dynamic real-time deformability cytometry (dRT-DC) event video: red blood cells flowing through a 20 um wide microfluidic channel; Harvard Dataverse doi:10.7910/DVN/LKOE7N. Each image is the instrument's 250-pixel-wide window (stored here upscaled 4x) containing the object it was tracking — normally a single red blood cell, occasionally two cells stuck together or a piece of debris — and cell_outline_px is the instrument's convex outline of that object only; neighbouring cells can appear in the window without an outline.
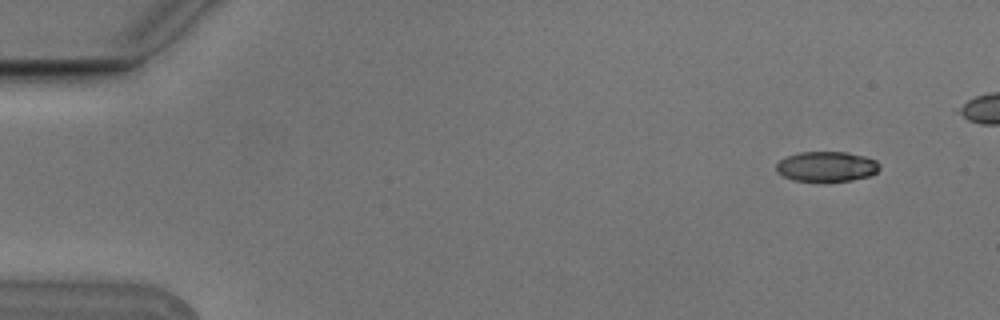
{"species": "Egyptian fruit bat (a non-hibernating species)", "species_latin": "Rousettus aegyptiacus", "temperature_condition": "cold", "stored_images_in_passage": 2, "camera_frame_rate_fps": 3000, "um_per_image_px": 0.085, "animal": {"sex": "male"}, "frame": {"image": 1, "passage_image": 1, "time_ms": 0.0, "image_size_px": [1000, 320], "cell_outline_px": [[880, 168], [876, 172], [868, 176], [852, 180], [792, 180], [776, 172], [776, 164], [780, 160], [788, 156], [800, 152], [848, 152], [864, 156], [876, 160], [880, 164]], "centroid_in_image_um": [70.27, 14.13], "position_along_channel_um": 14.7, "area_um2": 17.86}}